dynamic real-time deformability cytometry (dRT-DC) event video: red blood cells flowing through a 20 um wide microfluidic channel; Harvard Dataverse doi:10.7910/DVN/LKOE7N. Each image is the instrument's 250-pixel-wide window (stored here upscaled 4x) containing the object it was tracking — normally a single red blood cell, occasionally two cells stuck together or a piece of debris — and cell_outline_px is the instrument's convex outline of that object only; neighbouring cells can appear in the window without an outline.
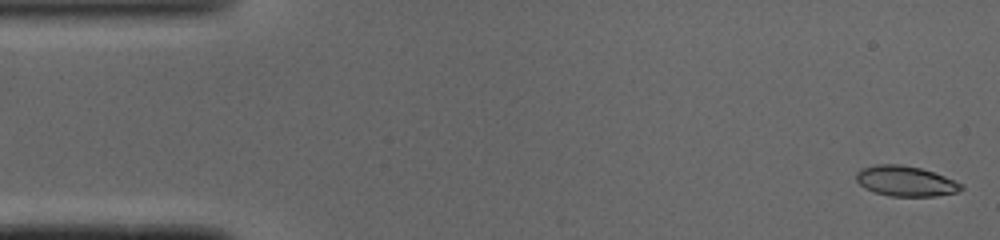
{"species": "common noctule bat (a hibernating species)", "species_latin": "Nyctalus noctula", "temperature_condition": "cold", "stored_images_in_passage": 49, "camera_frame_rate_fps": 3000, "um_per_image_px": 0.085, "animal": {"sex": "male", "body_mass_g": 19.0, "forearm_length_mm": 50.8}, "frame": {"image": 1, "passage_image": 1, "time_ms": 0.0, "image_size_px": [1000, 240], "cell_outline_px": [[964, 188], [956, 192], [936, 196], [888, 196], [872, 192], [864, 188], [856, 180], [856, 172], [860, 168], [876, 164], [900, 164], [920, 168], [944, 176], [964, 184]], "centroid_in_image_um": [76.94, 15.39], "position_along_channel_um": 8.1, "area_um2": 18.67}}
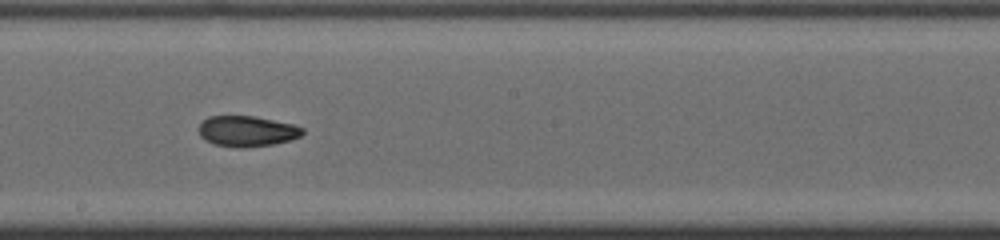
{"frame": {"image": 2, "passage_image": 26, "time_ms": 8.333, "image_size_px": [1000, 240], "cell_outline_px": [[304, 132], [300, 136], [288, 140], [272, 144], [244, 148], [240, 148], [216, 144], [200, 136], [200, 124], [208, 116], [252, 116], [292, 124], [304, 128]], "centroid_in_image_um": [21.0, 11.15], "position_along_channel_um": 227.2, "area_um2": 18.15}}
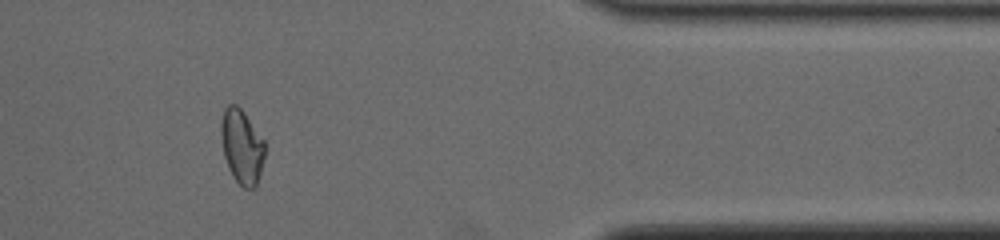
{"frame": {"image": 3, "passage_image": 40, "time_ms": 13.0, "image_size_px": [1000, 240], "cell_outline_px": [[264, 156], [256, 188], [244, 188], [232, 176], [228, 168], [224, 156], [220, 136], [220, 124], [224, 108], [228, 104], [236, 104], [244, 112], [264, 140]], "centroid_in_image_um": [20.53, 12.44], "position_along_channel_um": 390.9, "area_um2": 19.02}, "authors_computed_cell_mechanics": {"area_um2": 18.9006, "velocity_mm_per_s": 4.1082, "shape_relaxation_time_tau1_ms": null, "shape_relaxation_time_tau2_ms": 2.36, "deformation_change_tau1": null, "deformation_change_tau2": 0.0675}}